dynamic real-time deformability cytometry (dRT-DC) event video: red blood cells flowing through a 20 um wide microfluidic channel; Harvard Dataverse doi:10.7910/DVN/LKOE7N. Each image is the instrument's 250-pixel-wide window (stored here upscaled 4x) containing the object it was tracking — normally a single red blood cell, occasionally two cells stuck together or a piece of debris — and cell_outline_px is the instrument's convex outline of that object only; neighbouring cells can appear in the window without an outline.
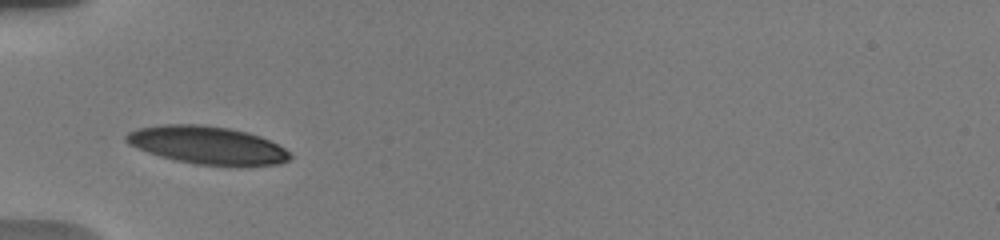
{"species": "human", "species_latin": "Homo sapiens", "temperature_condition": "warm", "stored_images_in_passage": 17, "camera_frame_rate_fps": 3000, "um_per_image_px": 0.085, "donor": {"sex": "male"}, "frame": {"image": 1, "passage_image": 1, "time_ms": 0.0, "image_size_px": [1000, 240], "cell_outline_px": [[292, 156], [288, 160], [280, 164], [196, 164], [176, 160], [160, 156], [136, 148], [128, 144], [124, 140], [124, 136], [128, 132], [136, 128], [164, 124], [200, 124], [228, 128], [248, 132], [260, 136], [284, 148]], "centroid_in_image_um": [17.54, 12.31], "position_along_channel_um": 67.5, "area_um2": 35.6}}
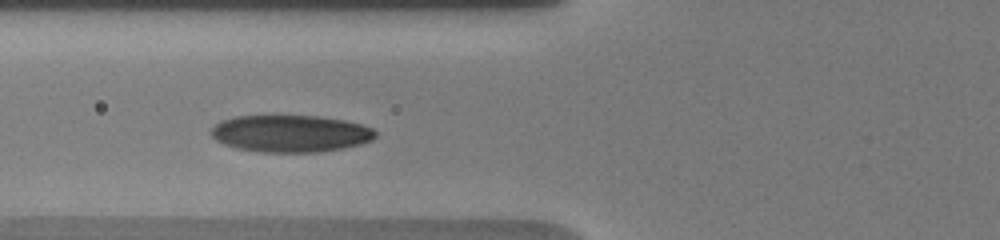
{"frame": {"image": 2, "passage_image": 8, "time_ms": 1.0, "image_size_px": [1000, 240], "cell_outline_px": [[376, 136], [372, 140], [360, 144], [344, 148], [316, 152], [260, 152], [236, 148], [224, 144], [216, 140], [212, 136], [212, 128], [220, 120], [236, 116], [272, 112], [316, 116], [344, 120], [360, 124], [372, 128], [376, 132]], "centroid_in_image_um": [24.64, 11.3], "position_along_channel_um": 101.2, "area_um2": 36.53}}
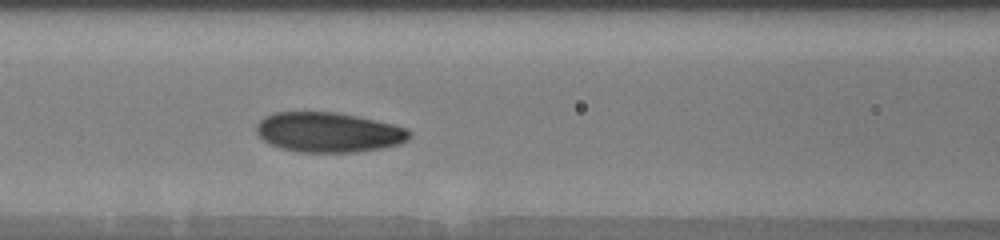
{"frame": {"image": 3, "passage_image": 14, "time_ms": 2.0, "image_size_px": [1000, 240], "cell_outline_px": [[412, 136], [408, 140], [400, 144], [380, 148], [356, 152], [296, 152], [280, 148], [264, 140], [256, 132], [256, 124], [264, 116], [276, 112], [336, 112], [356, 116], [392, 124], [408, 128], [412, 132]], "centroid_in_image_um": [27.94, 11.24], "position_along_channel_um": 138.7, "area_um2": 35.66}}